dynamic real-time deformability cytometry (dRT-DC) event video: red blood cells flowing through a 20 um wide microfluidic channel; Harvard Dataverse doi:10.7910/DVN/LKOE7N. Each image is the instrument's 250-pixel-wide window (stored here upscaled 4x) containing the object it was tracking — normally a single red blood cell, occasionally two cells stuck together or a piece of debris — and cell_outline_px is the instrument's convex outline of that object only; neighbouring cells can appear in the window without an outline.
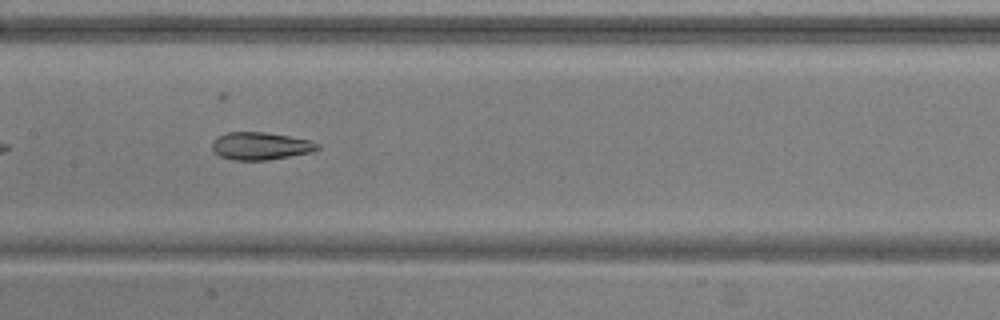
{"species": "common noctule bat (a hibernating species)", "species_latin": "Nyctalus noctula", "temperature_condition": "warm", "stored_images_in_passage": 35, "camera_frame_rate_fps": 3000, "um_per_image_px": 0.085, "animal": {"sex": "male", "body_mass_g": 20.5, "forearm_length_mm": 52.5}, "frame": {"image": 1, "passage_image": 11, "time_ms": 3.333, "image_size_px": [1000, 320], "cell_outline_px": [[320, 148], [312, 152], [268, 160], [232, 160], [220, 156], [212, 148], [212, 140], [216, 136], [228, 132], [264, 132], [312, 140], [320, 144]], "centroid_in_image_um": [22.15, 12.4], "position_along_channel_um": 185.2, "area_um2": 17.05}}
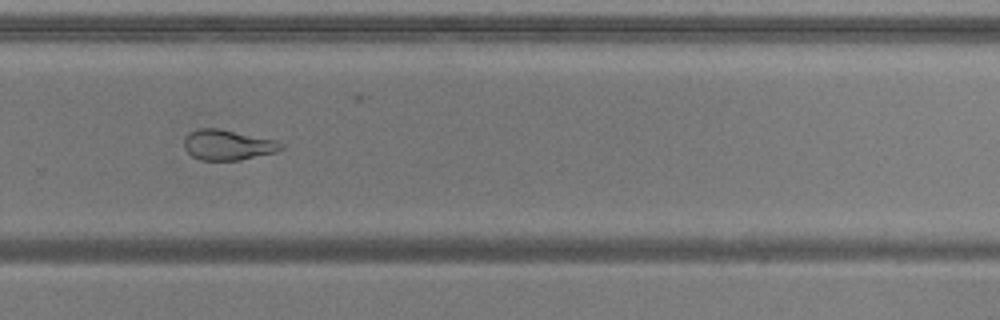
{"frame": {"image": 2, "passage_image": 21, "time_ms": 6.667, "image_size_px": [1000, 320], "cell_outline_px": [[284, 148], [276, 152], [240, 160], [200, 160], [192, 156], [184, 148], [184, 140], [188, 132], [196, 128], [216, 128], [276, 140], [284, 144]], "centroid_in_image_um": [19.34, 12.32], "position_along_channel_um": 310.5, "area_um2": 17.17}, "authors_computed_cell_mechanics": {"area_um2": 18.1492, "velocity_mm_per_s": 3.7709, "shape_relaxation_time_tau1_ms": null, "shape_relaxation_time_tau2_ms": 1.5375, "deformation_change_tau1": null, "deformation_change_tau2": 0.076}}